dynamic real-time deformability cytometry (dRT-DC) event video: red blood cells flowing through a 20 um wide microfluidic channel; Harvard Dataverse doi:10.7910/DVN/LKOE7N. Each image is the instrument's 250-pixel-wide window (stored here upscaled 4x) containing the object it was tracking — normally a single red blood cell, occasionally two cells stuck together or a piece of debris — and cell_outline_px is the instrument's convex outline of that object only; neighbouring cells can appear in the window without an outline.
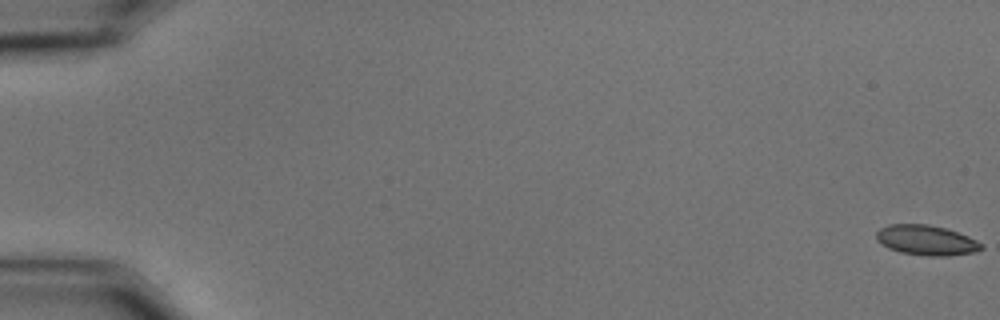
{"species": "common noctule bat (a hibernating species)", "species_latin": "Nyctalus noctula", "temperature_condition": "cold", "stored_images_in_passage": 20, "camera_frame_rate_fps": 3000, "um_per_image_px": 0.085, "animal": {"sex": "male", "body_mass_g": 15.6}, "frame": {"image": 1, "passage_image": 1, "time_ms": 0.0, "image_size_px": [1000, 320], "cell_outline_px": [[984, 248], [972, 252], [948, 256], [928, 256], [900, 252], [888, 248], [880, 244], [876, 240], [876, 232], [880, 228], [888, 224], [928, 224], [944, 228], [968, 236], [984, 244]], "centroid_in_image_um": [78.71, 20.42], "position_along_channel_um": 6.3, "area_um2": 18.44}}
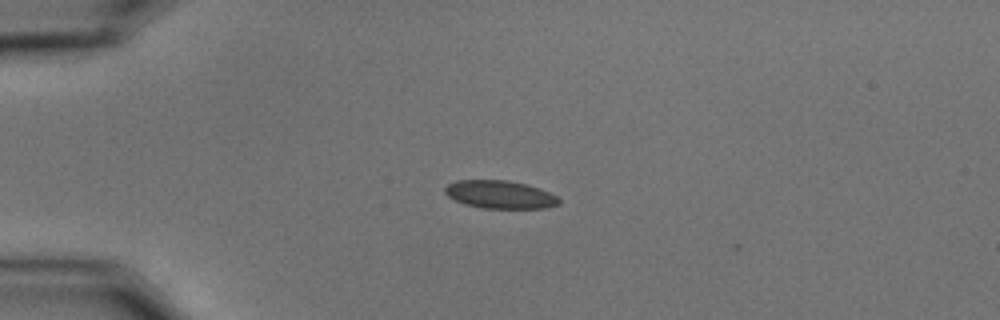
{"frame": {"image": 2, "passage_image": 16, "time_ms": 5.0, "image_size_px": [1000, 320], "cell_outline_px": [[560, 204], [544, 208], [484, 208], [464, 204], [448, 196], [444, 192], [444, 188], [448, 184], [456, 180], [508, 180], [524, 184], [548, 192], [556, 196], [560, 200]], "centroid_in_image_um": [42.46, 16.53], "position_along_channel_um": 42.5, "area_um2": 18.38}}